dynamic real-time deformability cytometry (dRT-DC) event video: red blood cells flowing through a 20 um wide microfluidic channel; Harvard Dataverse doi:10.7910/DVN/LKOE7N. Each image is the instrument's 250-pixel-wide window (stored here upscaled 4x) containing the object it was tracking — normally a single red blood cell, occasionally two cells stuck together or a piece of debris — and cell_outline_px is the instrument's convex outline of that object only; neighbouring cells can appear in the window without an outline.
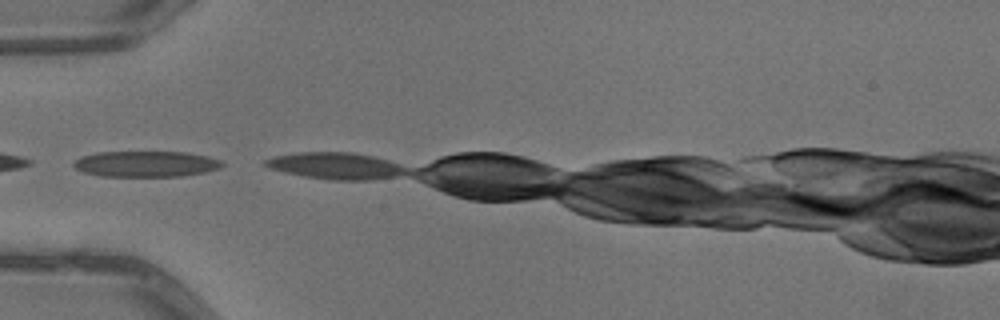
{"species": "common noctule bat (a hibernating species)", "species_latin": "Nyctalus noctula", "temperature_condition": "warm", "stored_images_in_passage": 6, "camera_frame_rate_fps": 3000, "um_per_image_px": 0.085, "animal": {"sex": "male", "body_mass_g": 13.3}, "frame": {"image": 1, "passage_image": 1, "time_ms": 0.0, "image_size_px": [1000, 320], "cell_outline_px": [[224, 164], [220, 168], [204, 172], [184, 176], [100, 176], [84, 172], [76, 168], [72, 164], [80, 156], [96, 152], [188, 152], [208, 156], [220, 160]], "centroid_in_image_um": [12.41, 13.93], "position_along_channel_um": 72.6, "area_um2": 22.43}}